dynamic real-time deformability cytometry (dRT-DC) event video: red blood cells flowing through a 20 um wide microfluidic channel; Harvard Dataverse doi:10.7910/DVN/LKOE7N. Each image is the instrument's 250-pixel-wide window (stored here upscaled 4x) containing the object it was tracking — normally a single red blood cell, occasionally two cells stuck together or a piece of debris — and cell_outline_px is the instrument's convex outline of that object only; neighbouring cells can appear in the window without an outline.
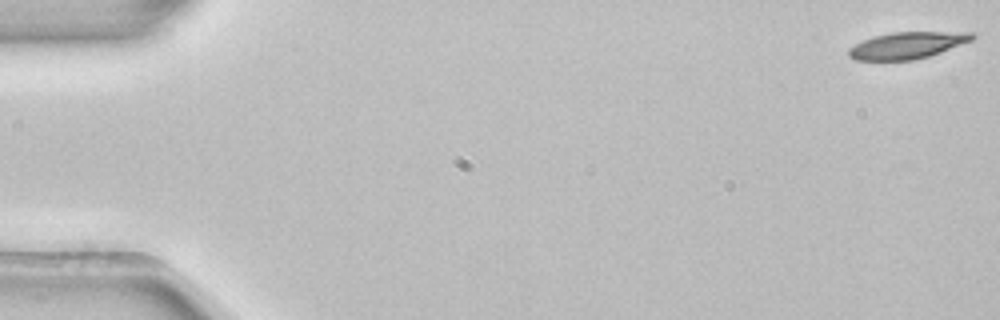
{"species": "common noctule bat (a hibernating species)", "species_latin": "Nyctalus noctula", "temperature_condition": "room temperature", "stored_images_in_passage": 6, "camera_frame_rate_fps": 3000, "um_per_image_px": 0.085, "animal": {"sex": "female", "body_mass_g": 22.7, "forearm_length_mm": 54.2}, "frame": {"image": 1, "passage_image": 1, "time_ms": 0.0, "image_size_px": [1000, 320], "cell_outline_px": [[976, 36], [972, 40], [940, 52], [928, 56], [912, 60], [856, 60], [848, 56], [848, 48], [864, 40], [876, 36], [892, 32], [972, 32]], "centroid_in_image_um": [77.11, 3.85], "position_along_channel_um": 7.9, "area_um2": 18.96}}
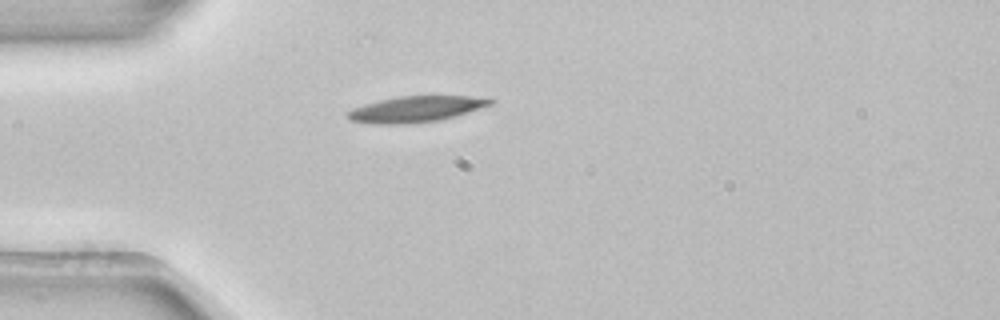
{"frame": {"image": 2, "passage_image": 4, "time_ms": 1.0, "image_size_px": [1000, 320], "cell_outline_px": [[496, 100], [492, 104], [456, 116], [440, 120], [404, 124], [372, 124], [348, 120], [344, 116], [352, 108], [364, 104], [380, 100], [400, 96], [468, 96]], "centroid_in_image_um": [35.29, 9.28], "position_along_channel_um": 49.7, "area_um2": 21.56}}